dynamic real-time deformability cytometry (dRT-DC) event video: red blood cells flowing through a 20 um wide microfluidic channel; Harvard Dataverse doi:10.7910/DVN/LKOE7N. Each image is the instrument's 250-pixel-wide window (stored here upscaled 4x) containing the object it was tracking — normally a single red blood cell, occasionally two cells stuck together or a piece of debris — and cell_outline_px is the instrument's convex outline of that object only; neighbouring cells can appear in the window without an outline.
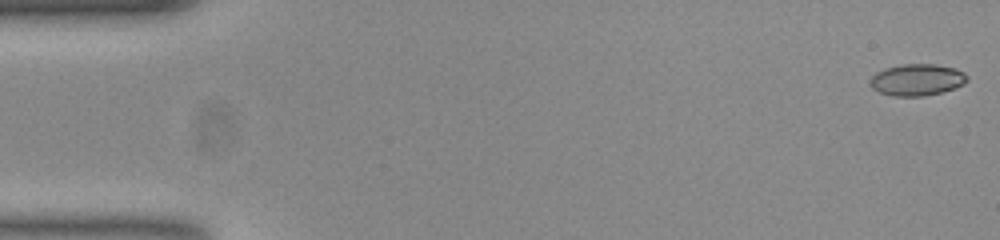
{"species": "common noctule bat (a hibernating species)", "species_latin": "Nyctalus noctula", "temperature_condition": "room temperature", "stored_images_in_passage": 54, "camera_frame_rate_fps": 3000, "um_per_image_px": 0.085, "animal": {"sex": "female", "body_mass_g": 23.0, "forearm_length_mm": 53.4}, "frame": {"image": 1, "passage_image": 1, "time_ms": 0.0, "image_size_px": [1000, 240], "cell_outline_px": [[968, 80], [964, 84], [940, 92], [924, 96], [892, 96], [880, 92], [872, 88], [868, 84], [872, 76], [876, 72], [884, 68], [900, 64], [936, 64], [956, 68], [964, 72], [968, 76]], "centroid_in_image_um": [77.93, 6.77], "position_along_channel_um": 7.1, "area_um2": 18.03}}
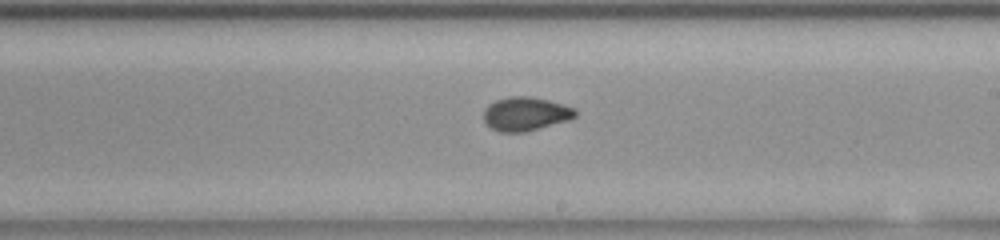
{"frame": {"image": 2, "passage_image": 31, "time_ms": 10.0, "image_size_px": [1000, 240], "cell_outline_px": [[576, 116], [568, 120], [524, 132], [500, 132], [484, 124], [484, 108], [488, 104], [496, 100], [512, 96], [532, 96], [564, 104], [576, 108]], "centroid_in_image_um": [44.66, 9.67], "position_along_channel_um": 244.3, "area_um2": 18.09}}
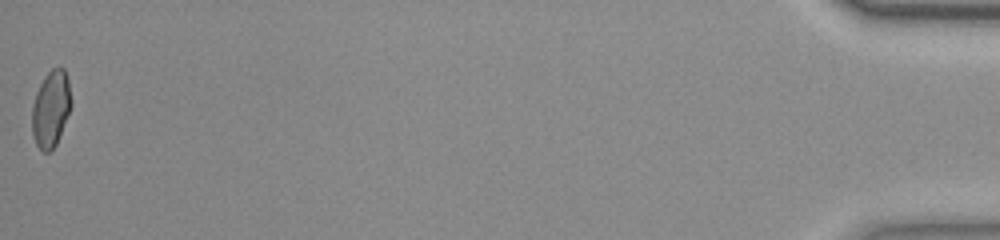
{"frame": {"image": 3, "passage_image": 54, "time_ms": 17.667, "image_size_px": [1000, 240], "cell_outline_px": [[72, 104], [56, 144], [48, 152], [44, 152], [36, 144], [32, 136], [32, 104], [36, 92], [44, 76], [52, 68], [60, 64], [64, 68], [68, 80], [72, 100]], "centroid_in_image_um": [4.32, 9.19], "position_along_channel_um": 430.9, "area_um2": 17.57}, "authors_computed_cell_mechanics": {"area_um2": 17.8891, "velocity_mm_per_s": 3.7794, "shape_relaxation_time_tau1_ms": 6.9155, "shape_relaxation_time_tau2_ms": 1.1829, "deformation_change_tau1": 0.141, "deformation_change_tau2": 0.0494}}